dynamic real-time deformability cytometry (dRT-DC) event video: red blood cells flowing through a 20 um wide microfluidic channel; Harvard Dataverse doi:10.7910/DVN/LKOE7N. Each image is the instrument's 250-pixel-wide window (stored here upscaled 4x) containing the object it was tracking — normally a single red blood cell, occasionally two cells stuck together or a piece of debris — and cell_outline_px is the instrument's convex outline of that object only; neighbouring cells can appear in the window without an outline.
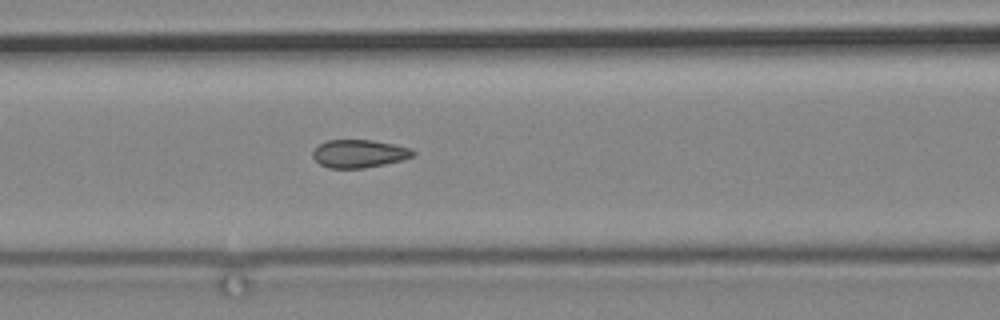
{"species": "common noctule bat (a hibernating species)", "species_latin": "Nyctalus noctula", "temperature_condition": "cold", "stored_images_in_passage": 14, "camera_frame_rate_fps": 3000, "um_per_image_px": 0.085, "animal": {"sex": "male", "body_mass_g": 19.2, "forearm_length_mm": 51.8}, "frame": {"image": 1, "passage_image": 14, "time_ms": 16.0, "image_size_px": [1000, 320], "cell_outline_px": [[416, 152], [412, 156], [404, 160], [364, 168], [328, 168], [320, 164], [312, 156], [312, 152], [320, 144], [328, 140], [372, 140], [412, 148]], "centroid_in_image_um": [30.54, 13.06], "position_along_channel_um": 136.1, "area_um2": 16.3}}